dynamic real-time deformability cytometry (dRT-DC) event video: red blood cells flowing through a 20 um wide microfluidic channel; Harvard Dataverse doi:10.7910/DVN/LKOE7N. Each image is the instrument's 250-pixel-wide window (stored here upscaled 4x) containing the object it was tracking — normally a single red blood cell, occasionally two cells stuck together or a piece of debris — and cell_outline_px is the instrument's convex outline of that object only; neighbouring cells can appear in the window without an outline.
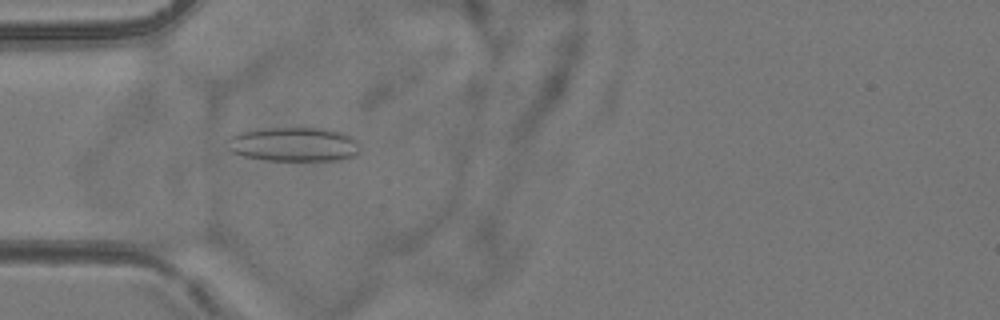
{"species": "common noctule bat (a hibernating species)", "species_latin": "Nyctalus noctula", "temperature_condition": "room temperature", "stored_images_in_passage": 8, "camera_frame_rate_fps": 3000, "um_per_image_px": 0.085, "animal": {"sex": "female", "body_mass_g": 24.6, "forearm_length_mm": 56.2}, "frame": {"image": 1, "passage_image": 5, "time_ms": 4.667, "image_size_px": [1000, 320], "cell_outline_px": [[360, 152], [356, 156], [340, 160], [264, 160], [244, 156], [232, 152], [228, 148], [224, 140], [228, 136], [240, 132], [256, 128], [324, 128], [344, 132], [352, 140]], "centroid_in_image_um": [24.88, 12.26], "position_along_channel_um": 60.1, "area_um2": 26.65}}
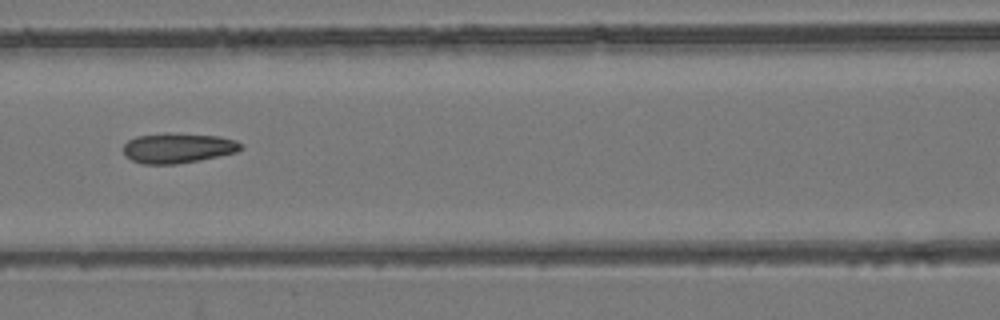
{"frame": {"image": 2, "passage_image": 7, "time_ms": 7.0, "image_size_px": [1000, 320], "cell_outline_px": [[244, 148], [236, 152], [200, 160], [176, 164], [144, 164], [132, 160], [124, 156], [124, 144], [128, 140], [136, 136], [164, 132], [168, 132], [220, 136], [236, 140], [244, 144]], "centroid_in_image_um": [15.13, 12.56], "position_along_channel_um": 151.5, "area_um2": 20.92}}
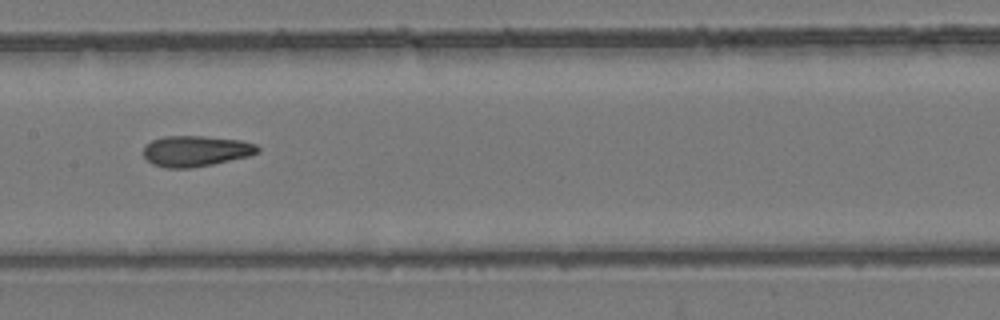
{"frame": {"image": 3, "passage_image": 8, "time_ms": 8.0, "image_size_px": [1000, 320], "cell_outline_px": [[260, 152], [248, 156], [212, 164], [192, 168], [164, 168], [152, 164], [144, 156], [144, 144], [152, 140], [164, 136], [204, 136], [240, 140], [256, 144], [260, 148]], "centroid_in_image_um": [16.63, 12.84], "position_along_channel_um": 190.8, "area_um2": 20.58}}